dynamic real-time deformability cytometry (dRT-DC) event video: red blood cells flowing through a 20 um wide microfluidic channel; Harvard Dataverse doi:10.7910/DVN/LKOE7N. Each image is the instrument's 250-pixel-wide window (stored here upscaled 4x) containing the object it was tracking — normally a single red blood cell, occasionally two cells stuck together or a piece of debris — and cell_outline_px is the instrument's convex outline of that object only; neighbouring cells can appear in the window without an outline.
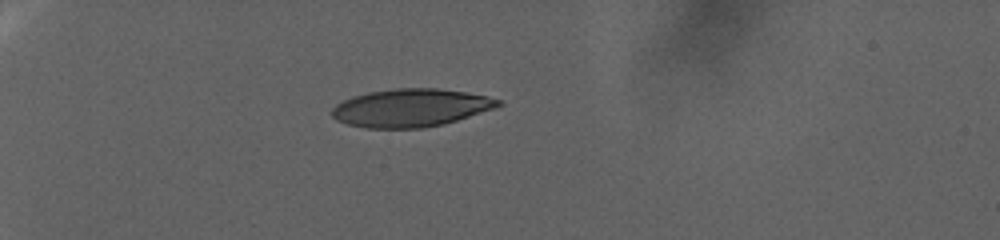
{"species": "human", "species_latin": "Homo sapiens", "temperature_condition": "warm", "stored_images_in_passage": 64, "camera_frame_rate_fps": 3000, "um_per_image_px": 0.085, "donor": {"sex": "female"}, "frame": {"image": 1, "passage_image": 1, "time_ms": 0.0, "image_size_px": [1000, 240], "cell_outline_px": [[504, 104], [496, 108], [444, 124], [424, 128], [368, 128], [348, 124], [336, 120], [332, 116], [332, 108], [336, 104], [352, 96], [368, 92], [396, 88], [436, 88], [468, 92], [488, 96], [500, 100]], "centroid_in_image_um": [34.94, 9.16], "position_along_channel_um": 50.1, "area_um2": 36.93}}
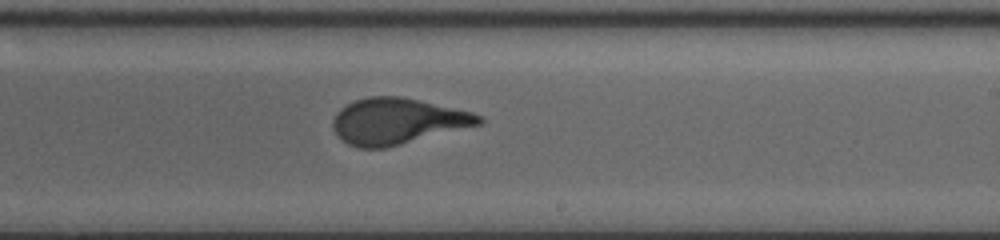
{"frame": {"image": 2, "passage_image": 34, "time_ms": 11.0, "image_size_px": [1000, 240], "cell_outline_px": [[484, 120], [480, 124], [384, 148], [356, 148], [348, 144], [336, 136], [332, 128], [332, 120], [336, 112], [340, 108], [356, 100], [368, 96], [400, 96], [420, 100], [472, 112], [484, 116]], "centroid_in_image_um": [33.73, 10.3], "position_along_channel_um": 255.3, "area_um2": 39.07}}
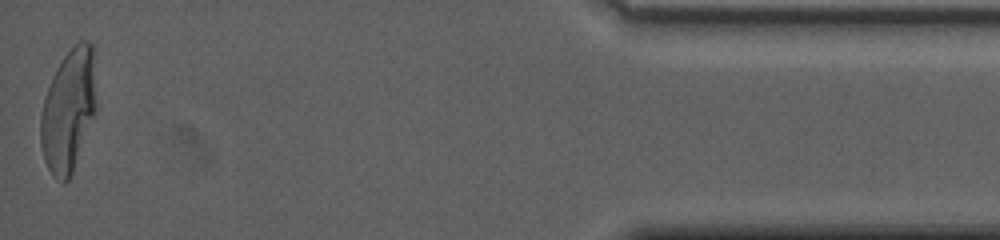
{"frame": {"image": 3, "passage_image": 64, "time_ms": 21.0, "image_size_px": [1000, 240], "cell_outline_px": [[96, 108], [72, 172], [68, 180], [64, 184], [56, 180], [52, 176], [44, 160], [40, 144], [40, 116], [44, 100], [52, 76], [64, 56], [80, 40], [88, 40], [92, 44], [96, 100]], "centroid_in_image_um": [5.8, 9.41], "position_along_channel_um": 429.4, "area_um2": 39.3}, "authors_computed_cell_mechanics": {"area_um2": 38.9283, "velocity_mm_per_s": 2.3468, "shape_relaxation_time_tau1_ms": 8.9831, "shape_relaxation_time_tau2_ms": null, "deformation_change_tau1": 0.2874, "deformation_change_tau2": null}}